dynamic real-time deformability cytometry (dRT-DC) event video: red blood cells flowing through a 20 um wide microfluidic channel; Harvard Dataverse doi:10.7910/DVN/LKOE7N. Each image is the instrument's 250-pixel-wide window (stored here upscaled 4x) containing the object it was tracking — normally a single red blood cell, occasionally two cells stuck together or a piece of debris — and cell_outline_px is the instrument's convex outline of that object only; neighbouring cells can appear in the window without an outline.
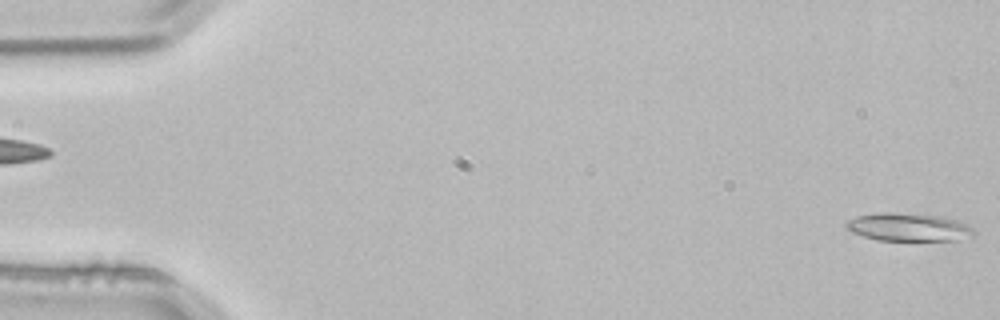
{"species": "common noctule bat (a hibernating species)", "species_latin": "Nyctalus noctula", "temperature_condition": "room temperature", "stored_images_in_passage": 4, "segment_of_instrument_passage": [2, 2], "camera_frame_rate_fps": 3000, "um_per_image_px": 0.085, "animal": {"sex": "male", "body_mass_g": 21.5, "forearm_length_mm": 52.0}, "frame": {"image": 1, "passage_image": 4, "time_ms": 1.0, "image_size_px": [1000, 320], "cell_outline_px": [[976, 232], [972, 236], [956, 240], [876, 240], [852, 232], [844, 224], [848, 220], [856, 216], [876, 212], [888, 212], [940, 216], [956, 220], [968, 224]], "centroid_in_image_um": [77.21, 19.3], "position_along_channel_um": 7.8, "area_um2": 20.75}}